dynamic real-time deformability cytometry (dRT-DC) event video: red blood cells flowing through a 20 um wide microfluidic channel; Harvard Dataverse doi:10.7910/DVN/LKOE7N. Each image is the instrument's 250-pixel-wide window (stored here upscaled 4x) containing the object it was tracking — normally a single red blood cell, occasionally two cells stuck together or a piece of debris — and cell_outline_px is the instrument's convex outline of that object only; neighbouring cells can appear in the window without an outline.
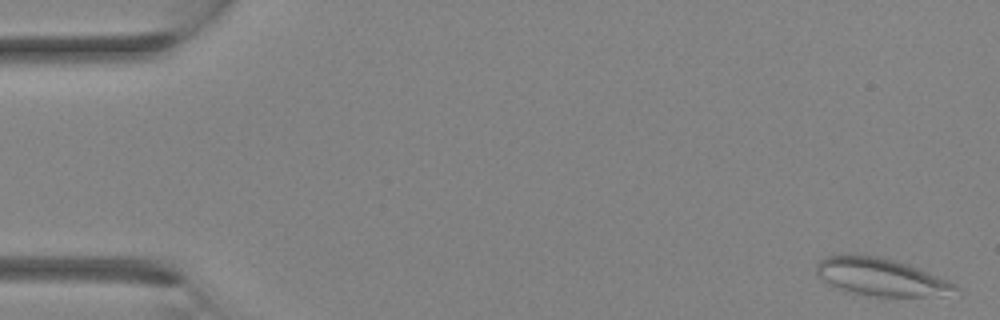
{"species": "Egyptian fruit bat (a non-hibernating species)", "species_latin": "Rousettus aegyptiacus", "temperature_condition": "room temperature", "stored_images_in_passage": 10, "camera_frame_rate_fps": 3000, "um_per_image_px": 0.085, "animal": {"sex": "female"}, "frame": {"image": 1, "passage_image": 1, "time_ms": 0.0, "image_size_px": [1000, 320], "cell_outline_px": [[960, 292], [940, 296], [872, 296], [852, 292], [828, 284], [816, 272], [816, 264], [820, 260], [828, 256], [844, 252], [880, 256], [896, 260], [920, 268], [948, 280], [956, 284], [960, 288]], "centroid_in_image_um": [74.91, 23.51], "position_along_channel_um": 10.1, "area_um2": 30.92}}